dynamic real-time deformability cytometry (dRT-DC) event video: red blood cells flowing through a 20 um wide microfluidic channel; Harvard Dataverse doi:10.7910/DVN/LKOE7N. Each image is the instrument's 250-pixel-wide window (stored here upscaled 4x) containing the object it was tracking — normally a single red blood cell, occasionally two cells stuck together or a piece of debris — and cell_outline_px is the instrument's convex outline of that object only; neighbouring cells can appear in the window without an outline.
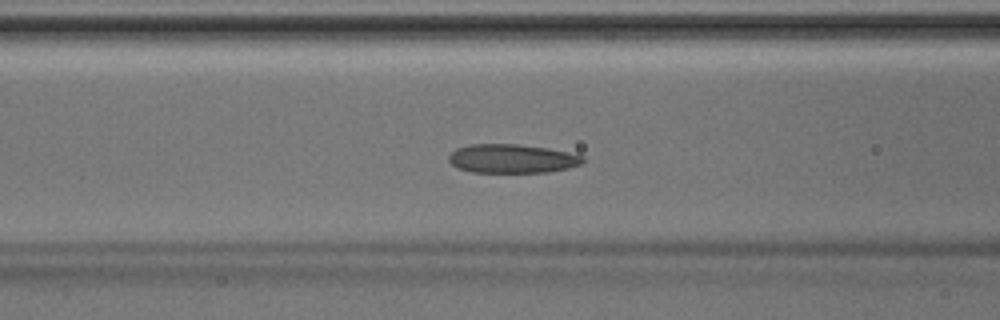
{"species": "Egyptian fruit bat (a non-hibernating species)", "species_latin": "Rousettus aegyptiacus", "temperature_condition": "room temperature", "stored_images_in_passage": 38, "camera_frame_rate_fps": 3000, "um_per_image_px": 0.085, "animal": {"sex": "male"}, "frame": {"image": 1, "passage_image": 11, "time_ms": 3.333, "image_size_px": [1000, 320], "cell_outline_px": [[584, 160], [580, 164], [568, 168], [548, 172], [472, 172], [456, 168], [448, 160], [448, 156], [456, 148], [468, 144], [516, 144], [548, 148], [568, 152], [584, 156]], "centroid_in_image_um": [43.49, 13.48], "position_along_channel_um": 123.1, "area_um2": 22.6}}
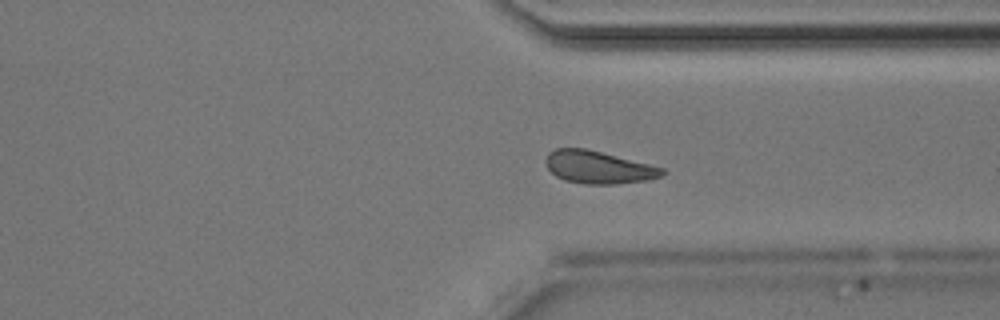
{"frame": {"image": 2, "passage_image": 27, "time_ms": 8.667, "image_size_px": [1000, 320], "cell_outline_px": [[668, 172], [664, 176], [648, 180], [616, 184], [584, 184], [564, 180], [556, 176], [548, 168], [544, 160], [548, 152], [556, 148], [584, 148], [664, 168]], "centroid_in_image_um": [50.87, 14.23], "position_along_channel_um": 360.5, "area_um2": 22.14}}
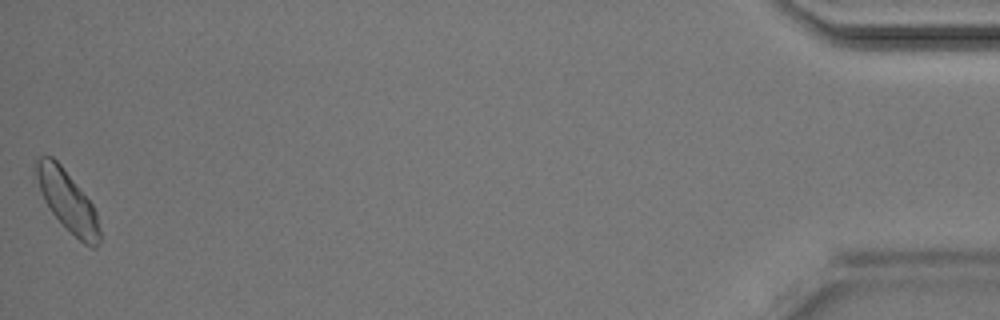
{"frame": {"image": 3, "passage_image": 38, "time_ms": 12.333, "image_size_px": [1000, 320], "cell_outline_px": [[100, 240], [96, 248], [92, 248], [84, 244], [48, 208], [44, 200], [32, 168], [32, 160], [40, 156], [52, 156], [60, 164], [92, 204], [96, 212], [100, 228]], "centroid_in_image_um": [5.69, 17.02], "position_along_channel_um": 429.5, "area_um2": 22.25}}